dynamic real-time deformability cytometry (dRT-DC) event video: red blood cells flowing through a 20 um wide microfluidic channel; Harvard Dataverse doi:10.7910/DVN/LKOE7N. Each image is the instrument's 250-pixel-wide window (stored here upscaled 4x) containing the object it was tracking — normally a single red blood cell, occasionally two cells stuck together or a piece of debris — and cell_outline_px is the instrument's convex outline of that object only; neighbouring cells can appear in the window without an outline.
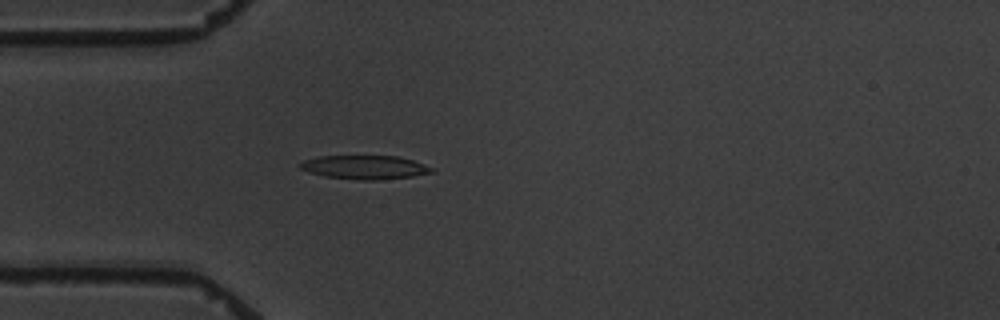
{"species": "common noctule bat (a hibernating species)", "species_latin": "Nyctalus noctula", "temperature_condition": "warm", "stored_images_in_passage": 3, "camera_frame_rate_fps": 3000, "um_per_image_px": 0.085, "animal": {"sex": "male", "body_mass_g": 19.5, "forearm_length_mm": 54.6}, "frame": {"image": 1, "passage_image": 3, "time_ms": 2.333, "image_size_px": [1000, 320], "cell_outline_px": [[436, 172], [412, 176], [376, 180], [360, 180], [324, 176], [308, 172], [300, 168], [296, 164], [304, 160], [320, 156], [400, 156], [436, 168]], "centroid_in_image_um": [31.02, 14.21], "position_along_channel_um": 54.0, "area_um2": 18.38}}